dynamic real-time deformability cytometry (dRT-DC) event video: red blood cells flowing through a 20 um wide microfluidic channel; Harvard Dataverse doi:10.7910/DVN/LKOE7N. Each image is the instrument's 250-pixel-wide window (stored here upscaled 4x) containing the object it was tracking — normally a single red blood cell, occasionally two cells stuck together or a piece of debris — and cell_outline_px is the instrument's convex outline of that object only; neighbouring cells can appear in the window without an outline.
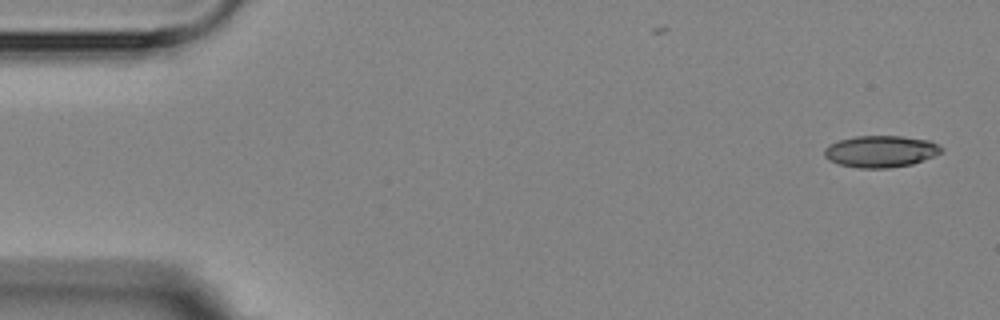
{"species": "Egyptian fruit bat (a non-hibernating species)", "species_latin": "Rousettus aegyptiacus", "temperature_condition": "room temperature", "stored_images_in_passage": 8, "camera_frame_rate_fps": 3000, "um_per_image_px": 0.085, "animal": {"sex": "female"}, "frame": {"image": 1, "passage_image": 1, "time_ms": 0.0, "image_size_px": [1000, 320], "cell_outline_px": [[944, 152], [912, 164], [888, 168], [856, 168], [840, 164], [828, 160], [824, 156], [824, 148], [828, 144], [840, 140], [856, 136], [900, 136], [928, 140], [944, 148]], "centroid_in_image_um": [74.85, 12.87], "position_along_channel_um": 10.2, "area_um2": 21.68}}
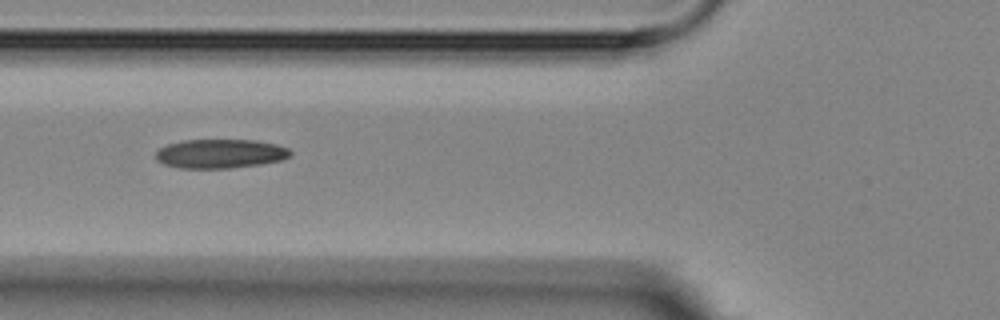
{"frame": {"image": 2, "passage_image": 6, "time_ms": 6.0, "image_size_px": [1000, 320], "cell_outline_px": [[292, 156], [280, 160], [260, 164], [228, 168], [180, 168], [164, 164], [156, 160], [156, 152], [160, 148], [168, 144], [184, 140], [256, 140], [276, 144], [288, 148], [292, 152]], "centroid_in_image_um": [18.73, 13.06], "position_along_channel_um": 107.1, "area_um2": 22.77}}
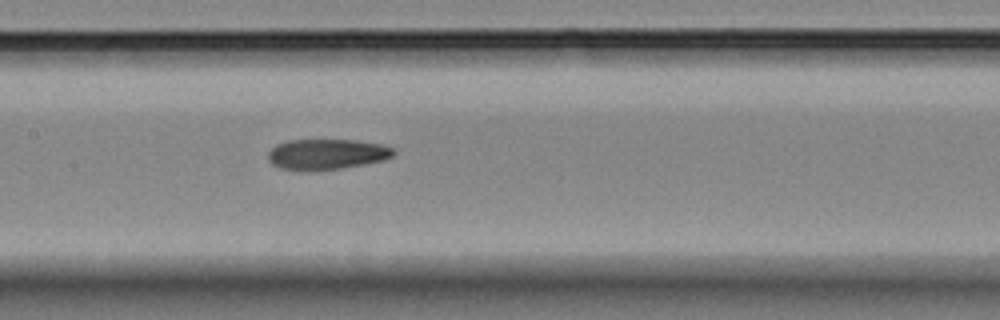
{"frame": {"image": 3, "passage_image": 8, "time_ms": 8.0, "image_size_px": [1000, 320], "cell_outline_px": [[396, 152], [392, 156], [384, 160], [364, 164], [340, 168], [280, 168], [272, 164], [268, 160], [268, 152], [276, 144], [288, 140], [356, 140], [384, 144], [392, 148]], "centroid_in_image_um": [27.81, 13.06], "position_along_channel_um": 179.6, "area_um2": 21.73}}